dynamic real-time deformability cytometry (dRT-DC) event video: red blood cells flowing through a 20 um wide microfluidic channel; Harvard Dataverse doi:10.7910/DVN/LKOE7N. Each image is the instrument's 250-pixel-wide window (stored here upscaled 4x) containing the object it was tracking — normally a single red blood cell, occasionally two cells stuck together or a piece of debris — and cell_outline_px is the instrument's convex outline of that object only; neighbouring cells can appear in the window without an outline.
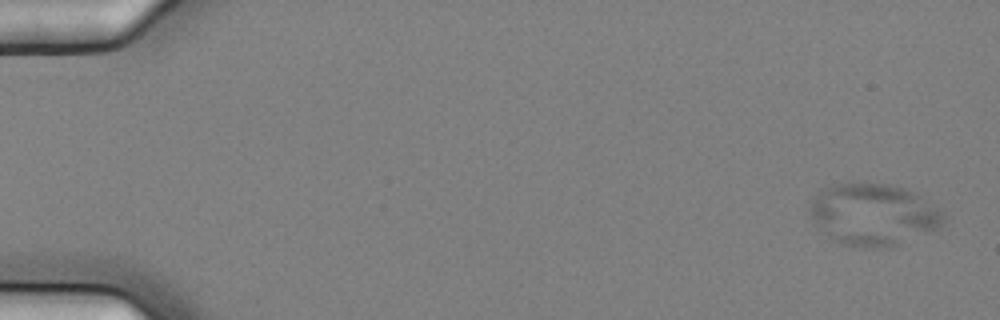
{"species": "common noctule bat (a hibernating species)", "species_latin": "Nyctalus noctula", "temperature_condition": "cold", "stored_images_in_passage": 5, "camera_frame_rate_fps": 3000, "um_per_image_px": 0.085, "animal": {"sex": "female", "body_mass_g": 25.1}, "frame": {"image": 1, "passage_image": 1, "time_ms": 0.0, "image_size_px": [1000, 320], "cell_outline_px": [[944, 216], [940, 224], [936, 228], [888, 248], [860, 248], [840, 244], [832, 240], [812, 224], [808, 212], [812, 200], [820, 188], [836, 184], [888, 184], [904, 188], [916, 192], [940, 208], [944, 212]], "centroid_in_image_um": [74.16, 18.24], "position_along_channel_um": 10.8, "area_um2": 48.44}}